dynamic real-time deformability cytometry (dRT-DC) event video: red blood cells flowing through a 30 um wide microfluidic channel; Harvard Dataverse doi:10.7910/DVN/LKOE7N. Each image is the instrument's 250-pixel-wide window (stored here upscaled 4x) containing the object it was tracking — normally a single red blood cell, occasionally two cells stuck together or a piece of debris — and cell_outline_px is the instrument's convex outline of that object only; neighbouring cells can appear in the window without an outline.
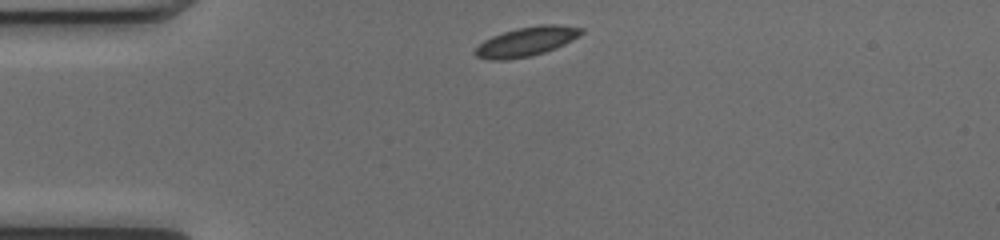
{"species": "common noctule bat (a hibernating species)", "species_latin": "Nyctalus noctula", "temperature_condition": "cold", "stored_images_in_passage": 40, "camera_frame_rate_fps": 3000, "um_per_image_px": 0.085, "animal": {"sex": "female", "body_mass_g": 17.0, "forearm_length_mm": 48.0}, "frame": {"image": 1, "passage_image": 1, "time_ms": 0.0, "image_size_px": [1000, 240], "cell_outline_px": [[584, 32], [572, 40], [556, 48], [532, 56], [508, 60], [488, 60], [476, 56], [472, 52], [484, 40], [492, 36], [516, 28], [540, 24], [556, 24], [584, 28]], "centroid_in_image_um": [44.74, 3.54], "position_along_channel_um": 40.3, "area_um2": 18.26}}
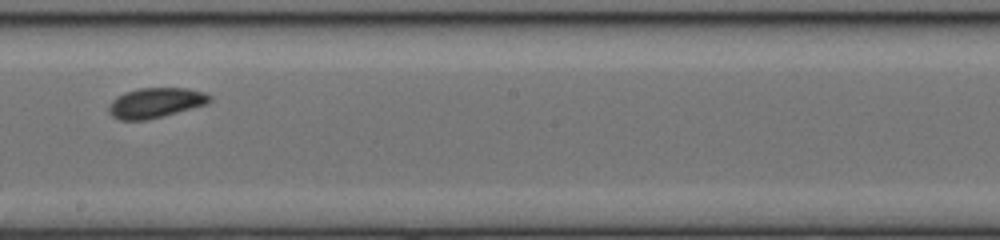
{"frame": {"image": 2, "passage_image": 18, "time_ms": 5.667, "image_size_px": [1000, 240], "cell_outline_px": [[212, 100], [208, 104], [164, 116], [144, 120], [120, 120], [112, 116], [108, 112], [108, 104], [116, 96], [124, 92], [140, 88], [188, 88], [204, 92], [212, 96]], "centroid_in_image_um": [13.23, 8.73], "position_along_channel_um": 235.0, "area_um2": 17.92}}
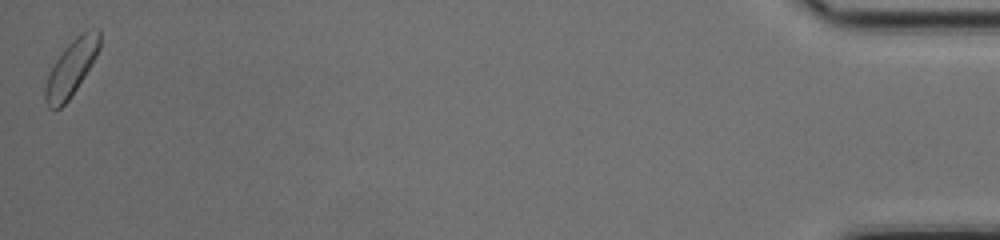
{"frame": {"image": 3, "passage_image": 40, "time_ms": 13.0, "image_size_px": [1000, 240], "cell_outline_px": [[100, 48], [96, 56], [84, 76], [68, 100], [60, 108], [48, 108], [44, 100], [44, 88], [48, 76], [56, 60], [64, 48], [76, 36], [88, 28], [100, 28]], "centroid_in_image_um": [6.07, 5.74], "position_along_channel_um": 429.1, "area_um2": 17.51}, "authors_computed_cell_mechanics": {"area_um2": 17.34, "velocity_mm_per_s": 3.9878, "shape_relaxation_time_tau1_ms": 3.0491, "shape_relaxation_time_tau2_ms": 7.9908, "deformation_change_tau1": 0.0839, "deformation_change_tau2": 0.1285}}